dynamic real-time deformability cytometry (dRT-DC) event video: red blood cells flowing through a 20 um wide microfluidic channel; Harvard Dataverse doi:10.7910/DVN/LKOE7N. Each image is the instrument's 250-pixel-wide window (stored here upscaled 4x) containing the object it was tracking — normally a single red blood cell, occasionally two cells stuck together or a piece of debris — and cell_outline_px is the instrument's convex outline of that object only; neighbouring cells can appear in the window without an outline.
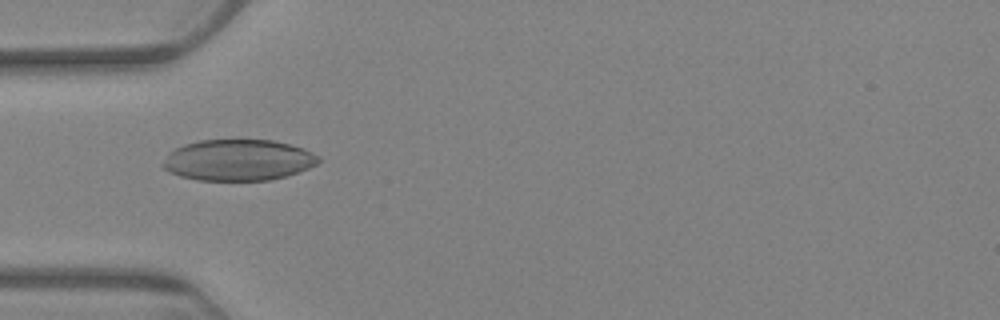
{"species": "Egyptian fruit bat (a non-hibernating species)", "species_latin": "Rousettus aegyptiacus", "temperature_condition": "warm", "stored_images_in_passage": 8, "camera_frame_rate_fps": 3000, "um_per_image_px": 0.085, "animal": {"sex": "female"}, "frame": {"image": 1, "passage_image": 6, "time_ms": 6.0, "image_size_px": [1000, 320], "cell_outline_px": [[320, 160], [316, 164], [308, 168], [272, 180], [196, 180], [180, 176], [168, 172], [160, 164], [168, 152], [184, 144], [200, 140], [272, 140], [304, 148], [320, 156]], "centroid_in_image_um": [20.21, 13.6], "position_along_channel_um": 64.8, "area_um2": 37.4}}
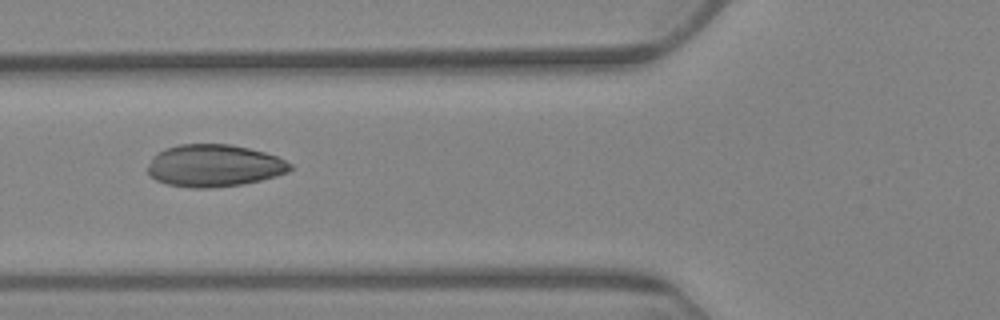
{"frame": {"image": 2, "passage_image": 7, "time_ms": 7.333, "image_size_px": [1000, 320], "cell_outline_px": [[292, 168], [288, 172], [276, 176], [244, 184], [212, 188], [192, 188], [168, 184], [156, 180], [148, 172], [148, 164], [152, 156], [156, 152], [164, 148], [180, 144], [228, 144], [248, 148], [264, 152], [276, 156], [292, 164]], "centroid_in_image_um": [18.18, 14.08], "position_along_channel_um": 107.6, "area_um2": 35.14}}
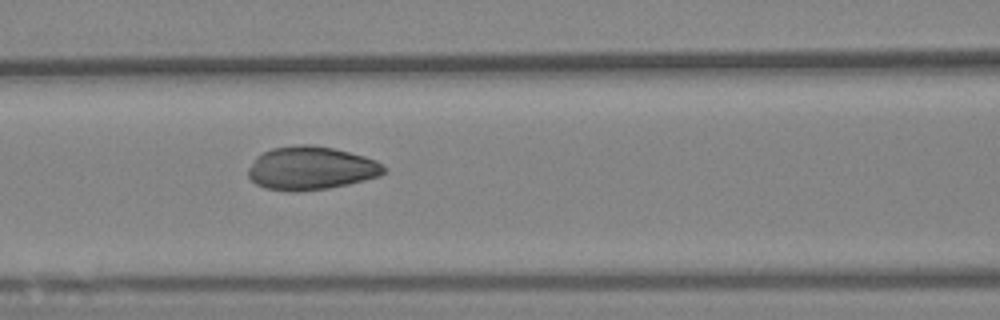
{"frame": {"image": 3, "passage_image": 8, "time_ms": 8.333, "image_size_px": [1000, 320], "cell_outline_px": [[388, 172], [380, 176], [348, 184], [328, 188], [296, 192], [288, 192], [264, 188], [256, 184], [248, 176], [248, 168], [256, 156], [272, 148], [300, 144], [312, 144], [332, 148], [364, 156], [376, 160], [388, 168]], "centroid_in_image_um": [26.44, 14.3], "position_along_channel_um": 140.2, "area_um2": 34.56}}